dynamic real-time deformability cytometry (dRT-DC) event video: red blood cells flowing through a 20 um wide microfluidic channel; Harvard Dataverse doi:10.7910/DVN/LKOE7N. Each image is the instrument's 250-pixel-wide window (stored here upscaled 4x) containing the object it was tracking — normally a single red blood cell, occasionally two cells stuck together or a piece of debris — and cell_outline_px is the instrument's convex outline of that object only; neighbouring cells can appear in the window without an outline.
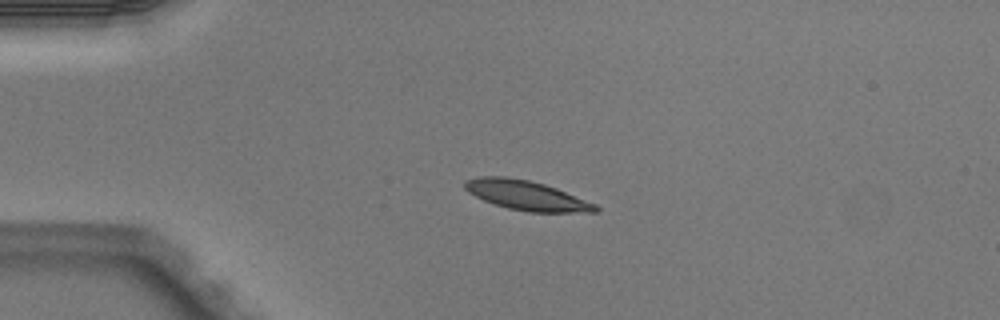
{"species": "Egyptian fruit bat (a non-hibernating species)", "species_latin": "Rousettus aegyptiacus", "temperature_condition": "warm", "stored_images_in_passage": 3, "camera_frame_rate_fps": 3000, "um_per_image_px": 0.085, "animal": {"sex": "male"}, "frame": {"image": 1, "passage_image": 3, "time_ms": 0.667, "image_size_px": [1000, 320], "cell_outline_px": [[600, 212], [528, 212], [508, 208], [484, 200], [468, 192], [464, 188], [464, 180], [480, 176], [504, 176], [528, 180], [544, 184], [556, 188], [596, 204], [600, 208]], "centroid_in_image_um": [44.75, 16.61], "position_along_channel_um": 40.2, "area_um2": 22.43}}